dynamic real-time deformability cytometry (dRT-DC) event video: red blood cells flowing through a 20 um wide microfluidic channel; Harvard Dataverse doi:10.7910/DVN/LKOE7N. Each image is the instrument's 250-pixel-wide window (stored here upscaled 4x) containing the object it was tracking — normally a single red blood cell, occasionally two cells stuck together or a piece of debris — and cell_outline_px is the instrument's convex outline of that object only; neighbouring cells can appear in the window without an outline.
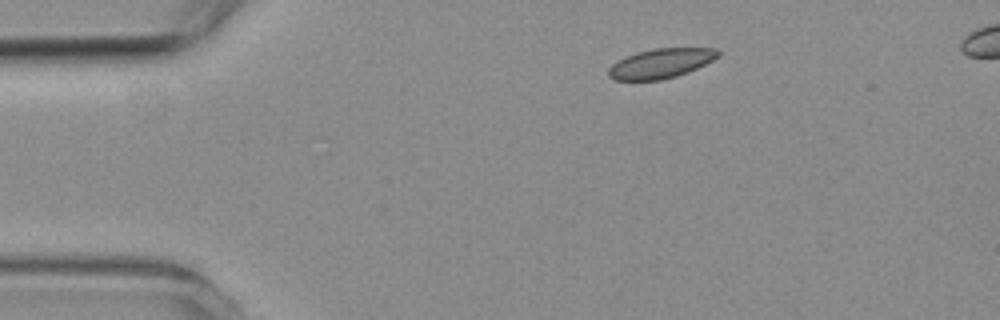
{"species": "common noctule bat (a hibernating species)", "species_latin": "Nyctalus noctula", "temperature_condition": "room temperature", "stored_images_in_passage": 5, "camera_frame_rate_fps": 3000, "um_per_image_px": 0.085, "animal": {"sex": "female", "body_mass_g": 19.3, "forearm_length_mm": 54.1}, "frame": {"image": 1, "passage_image": 5, "time_ms": 4.667, "image_size_px": [1000, 320], "cell_outline_px": [[720, 56], [696, 68], [676, 76], [660, 80], [616, 80], [608, 76], [608, 68], [616, 60], [636, 52], [656, 48], [716, 48], [720, 52]], "centroid_in_image_um": [56.14, 5.38], "position_along_channel_um": 28.9, "area_um2": 18.84}}